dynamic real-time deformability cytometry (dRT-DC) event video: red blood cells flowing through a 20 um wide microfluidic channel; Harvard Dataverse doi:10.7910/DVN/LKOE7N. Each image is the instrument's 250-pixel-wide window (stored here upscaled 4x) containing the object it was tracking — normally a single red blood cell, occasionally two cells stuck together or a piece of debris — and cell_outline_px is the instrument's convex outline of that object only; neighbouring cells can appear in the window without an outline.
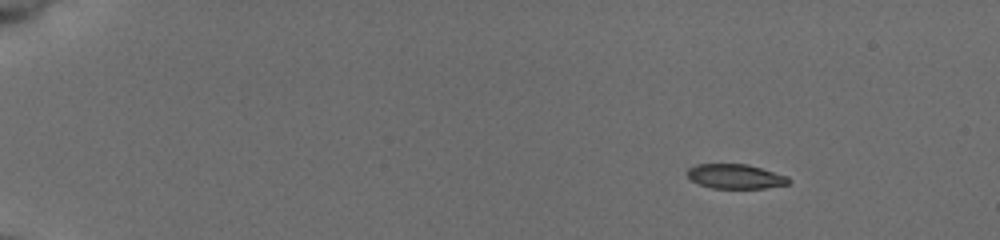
{"species": "common noctule bat (a hibernating species)", "species_latin": "Nyctalus noctula", "temperature_condition": "cold", "stored_images_in_passage": 48, "camera_frame_rate_fps": 3000, "um_per_image_px": 0.085, "animal": {"sex": "female", "body_mass_g": 19.5, "forearm_length_mm": 54.1}, "frame": {"image": 1, "passage_image": 1, "time_ms": 0.0, "image_size_px": [1000, 240], "cell_outline_px": [[792, 180], [788, 184], [764, 188], [712, 188], [700, 184], [692, 180], [684, 172], [688, 168], [696, 164], [748, 164], [788, 176]], "centroid_in_image_um": [62.51, 14.99], "position_along_channel_um": 22.5, "area_um2": 14.57}}
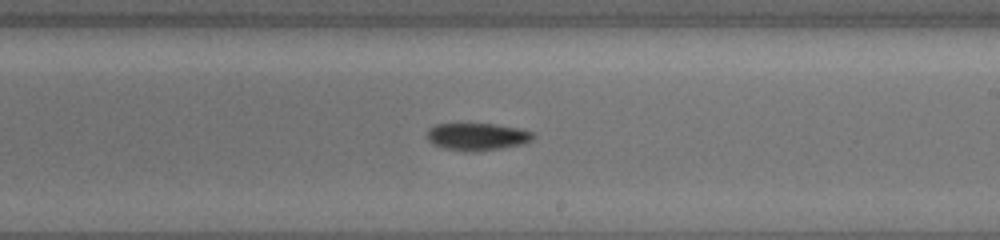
{"frame": {"image": 2, "passage_image": 28, "time_ms": 9.0, "image_size_px": [1000, 240], "cell_outline_px": [[532, 140], [520, 144], [500, 148], [476, 152], [464, 152], [444, 148], [432, 144], [428, 140], [428, 128], [436, 124], [492, 124], [516, 128], [532, 132]], "centroid_in_image_um": [40.49, 11.63], "position_along_channel_um": 248.5, "area_um2": 16.7}}
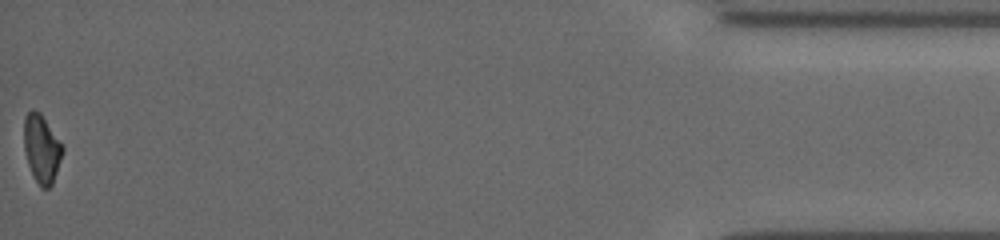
{"frame": {"image": 3, "passage_image": 48, "time_ms": 15.667, "image_size_px": [1000, 240], "cell_outline_px": [[64, 152], [52, 184], [48, 188], [40, 188], [28, 164], [24, 152], [24, 116], [32, 108], [40, 112], [64, 148]], "centroid_in_image_um": [3.53, 12.63], "position_along_channel_um": 431.7, "area_um2": 15.26}, "authors_computed_cell_mechanics": {"area_um2": 16.1551, "velocity_mm_per_s": 3.9192, "shape_relaxation_time_tau1_ms": 7.0755, "shape_relaxation_time_tau2_ms": null, "deformation_change_tau1": 0.1753, "deformation_change_tau2": null}}